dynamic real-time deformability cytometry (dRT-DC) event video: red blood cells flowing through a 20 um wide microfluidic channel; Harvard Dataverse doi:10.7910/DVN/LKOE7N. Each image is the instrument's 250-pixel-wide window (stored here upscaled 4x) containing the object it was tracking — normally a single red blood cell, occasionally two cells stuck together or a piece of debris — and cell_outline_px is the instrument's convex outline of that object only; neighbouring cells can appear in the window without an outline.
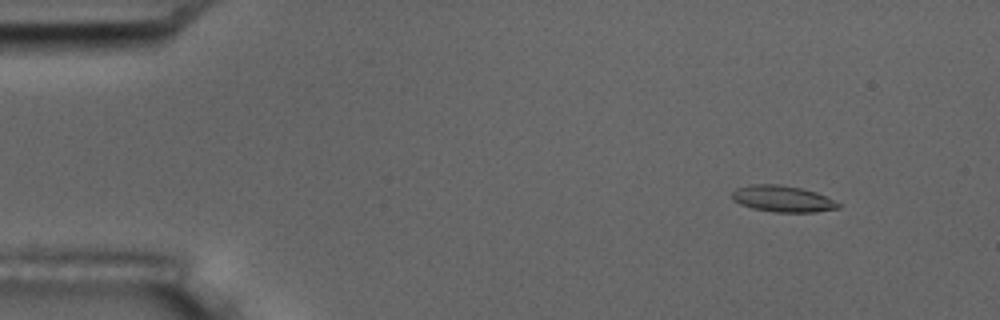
{"species": "common noctule bat (a hibernating species)", "species_latin": "Nyctalus noctula", "temperature_condition": "room temperature", "stored_images_in_passage": 6, "camera_frame_rate_fps": 3000, "um_per_image_px": 0.085, "animal": {"sex": "male", "body_mass_g": 17.5, "forearm_length_mm": 52.3}, "frame": {"image": 1, "passage_image": 2, "time_ms": 1.0, "image_size_px": [1000, 320], "cell_outline_px": [[840, 208], [816, 212], [776, 212], [752, 208], [740, 204], [732, 200], [732, 192], [736, 188], [752, 184], [776, 184], [800, 188], [816, 192], [840, 204]], "centroid_in_image_um": [66.49, 16.9], "position_along_channel_um": 18.5, "area_um2": 16.18}}
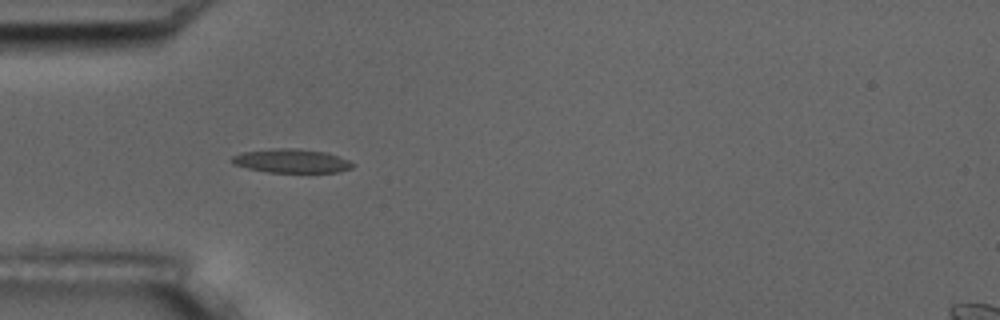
{"frame": {"image": 2, "passage_image": 5, "time_ms": 4.667, "image_size_px": [1000, 320], "cell_outline_px": [[356, 164], [352, 168], [340, 172], [268, 172], [248, 168], [232, 164], [228, 160], [232, 156], [244, 152], [276, 148], [296, 148], [324, 152], [348, 160]], "centroid_in_image_um": [24.75, 13.68], "position_along_channel_um": 60.2, "area_um2": 16.7}}